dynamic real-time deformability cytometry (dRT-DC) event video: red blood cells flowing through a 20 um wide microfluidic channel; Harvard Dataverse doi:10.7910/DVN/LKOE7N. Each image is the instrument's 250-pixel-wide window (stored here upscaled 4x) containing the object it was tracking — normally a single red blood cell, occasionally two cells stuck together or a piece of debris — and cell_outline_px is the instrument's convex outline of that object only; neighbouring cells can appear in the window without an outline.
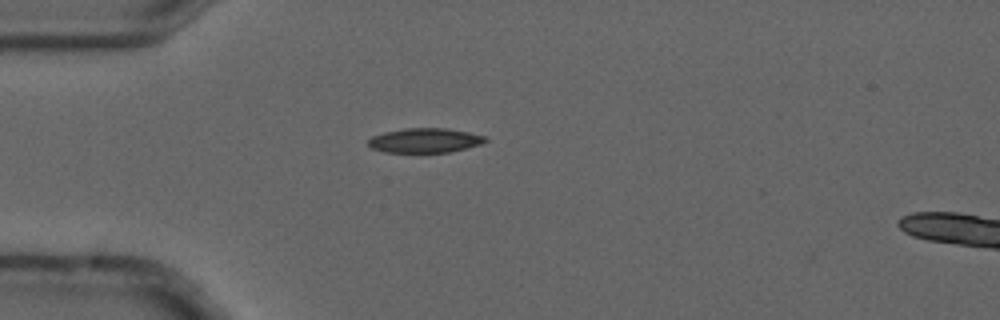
{"species": "common noctule bat (a hibernating species)", "species_latin": "Nyctalus noctula", "temperature_condition": "cold", "stored_images_in_passage": 6, "camera_frame_rate_fps": 3000, "um_per_image_px": 0.085, "animal": {"sex": "male", "forearm_length_mm": 52.5}, "frame": {"image": 1, "passage_image": 5, "time_ms": 1.333, "image_size_px": [1000, 320], "cell_outline_px": [[488, 140], [480, 144], [448, 152], [384, 152], [372, 148], [368, 144], [368, 140], [372, 136], [384, 132], [404, 128], [444, 128], [468, 132], [484, 136]], "centroid_in_image_um": [36.07, 11.93], "position_along_channel_um": 48.9, "area_um2": 16.53}}